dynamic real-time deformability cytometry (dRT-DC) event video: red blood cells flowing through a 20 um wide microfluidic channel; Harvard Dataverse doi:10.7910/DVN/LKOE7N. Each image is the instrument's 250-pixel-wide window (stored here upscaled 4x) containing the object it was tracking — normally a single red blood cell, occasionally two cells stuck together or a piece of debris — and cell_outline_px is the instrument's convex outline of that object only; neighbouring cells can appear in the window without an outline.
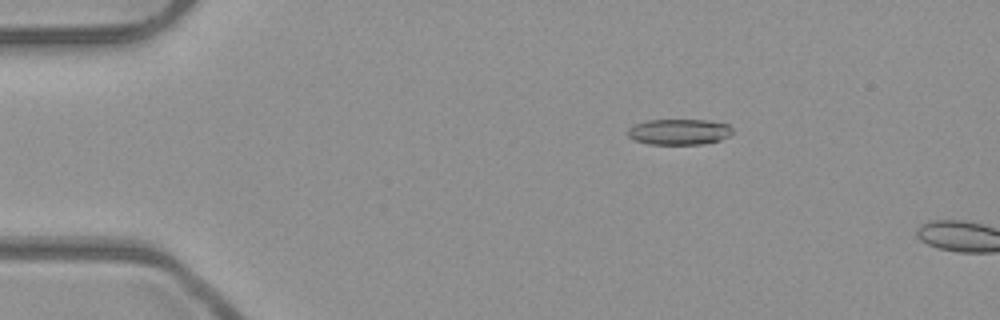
{"species": "common noctule bat (a hibernating species)", "species_latin": "Nyctalus noctula", "temperature_condition": "room temperature", "stored_images_in_passage": 7, "camera_frame_rate_fps": 3000, "um_per_image_px": 0.085, "animal": {"sex": "male", "body_mass_g": 23.1, "forearm_length_mm": 52.7}, "frame": {"image": 1, "passage_image": 4, "time_ms": 1.0, "image_size_px": [1000, 320], "cell_outline_px": [[732, 132], [728, 136], [720, 140], [700, 144], [648, 144], [636, 140], [628, 136], [628, 128], [636, 124], [648, 120], [708, 120], [728, 124], [732, 128]], "centroid_in_image_um": [57.73, 11.2], "position_along_channel_um": 27.3, "area_um2": 15.61}}